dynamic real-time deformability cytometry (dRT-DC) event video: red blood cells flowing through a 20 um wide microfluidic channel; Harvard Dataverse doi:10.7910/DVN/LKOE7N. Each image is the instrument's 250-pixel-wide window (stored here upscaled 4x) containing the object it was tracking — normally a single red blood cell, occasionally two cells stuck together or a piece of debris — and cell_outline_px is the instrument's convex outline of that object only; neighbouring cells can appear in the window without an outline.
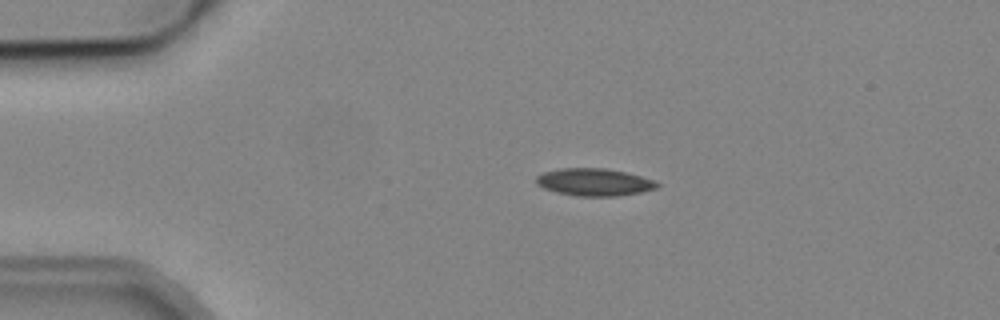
{"species": "common noctule bat (a hibernating species)", "species_latin": "Nyctalus noctula", "temperature_condition": "cold", "stored_images_in_passage": 2, "camera_frame_rate_fps": 3000, "um_per_image_px": 0.085, "animal": {"sex": "male", "body_mass_g": 19.2, "forearm_length_mm": 51.8}, "frame": {"image": 1, "passage_image": 1, "time_ms": 0.0, "image_size_px": [1000, 320], "cell_outline_px": [[660, 184], [656, 188], [640, 192], [620, 196], [576, 196], [556, 192], [544, 188], [536, 184], [536, 176], [544, 172], [560, 168], [604, 168], [624, 172], [656, 180]], "centroid_in_image_um": [50.5, 15.48], "position_along_channel_um": 34.5, "area_um2": 19.31}}